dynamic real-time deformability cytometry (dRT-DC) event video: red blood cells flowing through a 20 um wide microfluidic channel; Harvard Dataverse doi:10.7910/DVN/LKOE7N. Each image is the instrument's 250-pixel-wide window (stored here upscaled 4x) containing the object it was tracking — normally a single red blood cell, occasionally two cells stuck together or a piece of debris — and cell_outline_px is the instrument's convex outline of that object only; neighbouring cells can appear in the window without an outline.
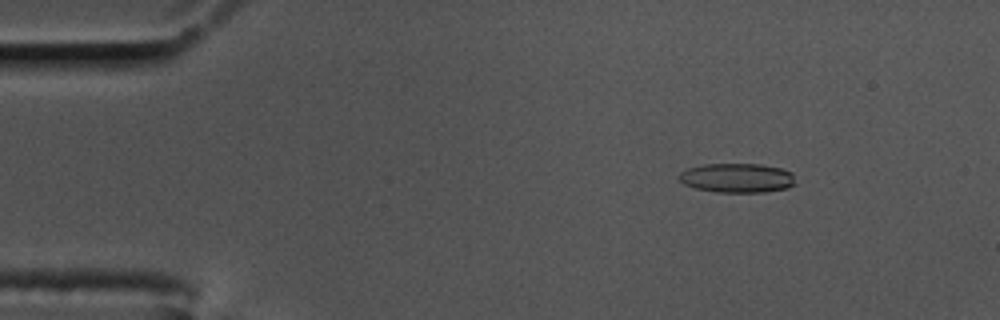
{"species": "common noctule bat (a hibernating species)", "species_latin": "Nyctalus noctula", "temperature_condition": "cold", "stored_images_in_passage": 58, "camera_frame_rate_fps": 3000, "um_per_image_px": 0.085, "animal": {"sex": "male", "body_mass_g": 17.5, "forearm_length_mm": 52.3}, "frame": {"image": 1, "passage_image": 8, "time_ms": 2.333, "image_size_px": [1000, 320], "cell_outline_px": [[796, 184], [788, 188], [764, 192], [716, 192], [696, 188], [684, 184], [676, 176], [680, 172], [688, 168], [704, 164], [760, 164], [780, 168], [792, 172]], "centroid_in_image_um": [62.65, 15.12], "position_along_channel_um": 22.3, "area_um2": 20.0}}
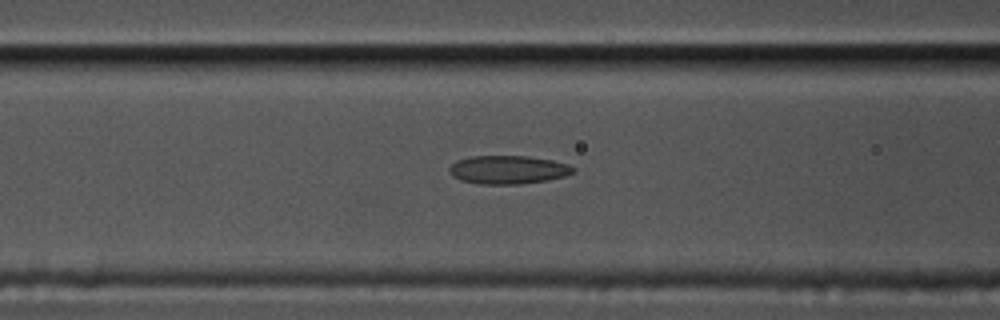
{"frame": {"image": 2, "passage_image": 23, "time_ms": 7.333, "image_size_px": [1000, 320], "cell_outline_px": [[576, 172], [564, 176], [548, 180], [520, 184], [480, 184], [460, 180], [452, 176], [448, 168], [456, 160], [468, 156], [528, 156], [552, 160], [568, 164], [576, 168]], "centroid_in_image_um": [43.19, 14.42], "position_along_channel_um": 123.4, "area_um2": 20.69}}
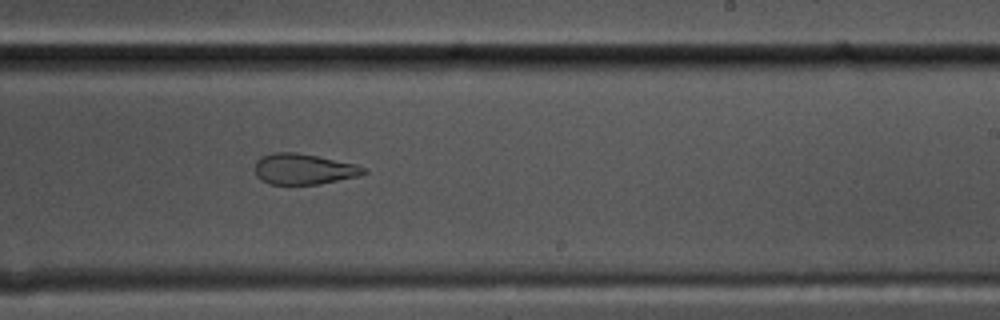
{"frame": {"image": 3, "passage_image": 35, "time_ms": 11.333, "image_size_px": [1000, 320], "cell_outline_px": [[368, 172], [360, 176], [320, 184], [268, 184], [260, 180], [256, 176], [256, 160], [260, 156], [276, 152], [296, 152], [356, 164], [368, 168]], "centroid_in_image_um": [25.83, 14.38], "position_along_channel_um": 263.2, "area_um2": 19.65}, "authors_computed_cell_mechanics": {"area_um2": 20.8658, "velocity_mm_per_s": 3.4993, "shape_relaxation_time_tau1_ms": null, "shape_relaxation_time_tau2_ms": 2.1373, "deformation_change_tau1": null, "deformation_change_tau2": 0.0946}}